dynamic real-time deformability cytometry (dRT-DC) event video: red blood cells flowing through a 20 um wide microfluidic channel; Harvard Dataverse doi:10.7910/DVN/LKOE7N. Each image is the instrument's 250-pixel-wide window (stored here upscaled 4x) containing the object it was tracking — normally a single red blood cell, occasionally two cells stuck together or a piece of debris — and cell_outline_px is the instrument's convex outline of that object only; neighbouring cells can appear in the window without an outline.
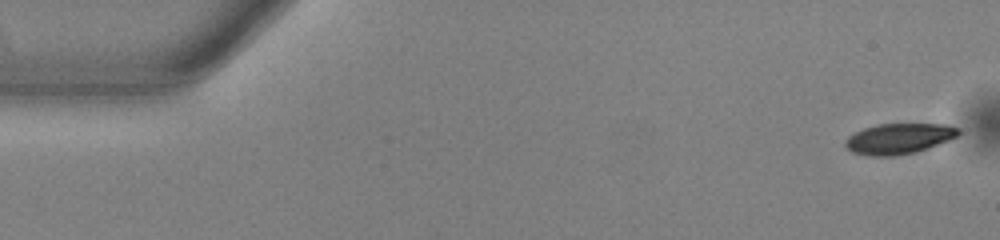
{"species": "common noctule bat (a hibernating species)", "species_latin": "Nyctalus noctula", "temperature_condition": "warm", "stored_images_in_passage": 53, "camera_frame_rate_fps": 3000, "um_per_image_px": 0.085, "animal": {"sex": "male", "body_mass_g": 13.0, "forearm_length_mm": 53.1}, "frame": {"image": 1, "passage_image": 1, "time_ms": 0.0, "image_size_px": [1000, 240], "cell_outline_px": [[960, 132], [956, 136], [948, 140], [928, 148], [916, 152], [896, 156], [872, 156], [852, 152], [844, 144], [844, 140], [848, 136], [864, 128], [876, 124], [948, 124], [956, 128]], "centroid_in_image_um": [76.37, 11.79], "position_along_channel_um": 8.6, "area_um2": 20.06}}
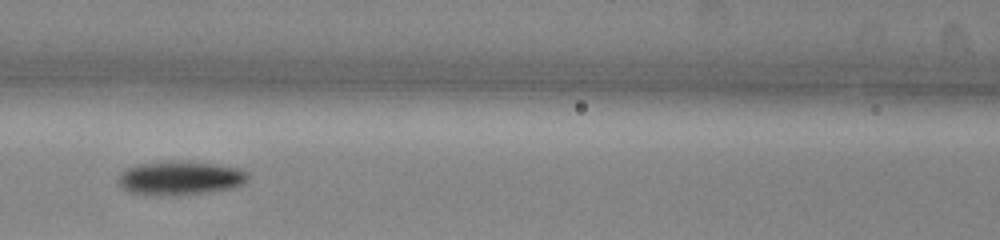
{"frame": {"image": 2, "passage_image": 23, "time_ms": 7.333, "image_size_px": [1000, 240], "cell_outline_px": [[248, 180], [244, 184], [232, 188], [208, 192], [132, 192], [124, 188], [116, 180], [120, 172], [136, 164], [172, 160], [216, 164], [240, 168], [248, 172]], "centroid_in_image_um": [15.38, 15.06], "position_along_channel_um": 151.2, "area_um2": 24.62}}
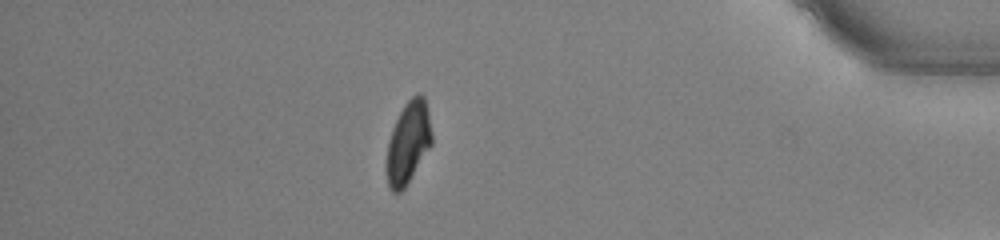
{"frame": {"image": 3, "passage_image": 46, "time_ms": 15.0, "image_size_px": [1000, 240], "cell_outline_px": [[432, 144], [404, 188], [400, 192], [392, 192], [388, 188], [388, 144], [392, 128], [404, 104], [412, 96], [420, 92], [424, 96], [428, 112], [432, 132]], "centroid_in_image_um": [34.72, 12.08], "position_along_channel_um": 400.5, "area_um2": 21.21}, "authors_computed_cell_mechanics": {"area_um2": 22.4264, "velocity_mm_per_s": 3.8298, "shape_relaxation_time_tau1_ms": 3.2739, "shape_relaxation_time_tau2_ms": null, "deformation_change_tau1": 0.1353, "deformation_change_tau2": null}}